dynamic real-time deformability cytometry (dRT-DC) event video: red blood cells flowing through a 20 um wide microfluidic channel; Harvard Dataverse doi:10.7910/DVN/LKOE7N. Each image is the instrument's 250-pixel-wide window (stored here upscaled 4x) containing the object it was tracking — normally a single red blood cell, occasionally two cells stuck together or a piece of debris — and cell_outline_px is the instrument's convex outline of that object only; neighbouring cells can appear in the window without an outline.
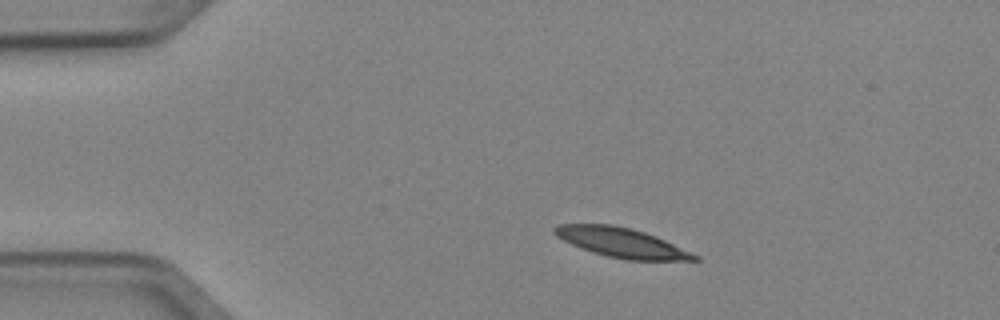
{"species": "Egyptian fruit bat (a non-hibernating species)", "species_latin": "Rousettus aegyptiacus", "temperature_condition": "cold", "stored_images_in_passage": 4, "segment_of_instrument_passage": [1, 2], "camera_frame_rate_fps": 3000, "um_per_image_px": 0.085, "animal": {"sex": "female"}, "frame": {"image": 1, "passage_image": 2, "time_ms": 0.333, "image_size_px": [1000, 320], "cell_outline_px": [[700, 260], [624, 260], [592, 252], [580, 248], [556, 236], [552, 232], [552, 228], [556, 224], [612, 224], [632, 228], [656, 236], [700, 256]], "centroid_in_image_um": [52.81, 20.61], "position_along_channel_um": 32.2, "area_um2": 24.1}}